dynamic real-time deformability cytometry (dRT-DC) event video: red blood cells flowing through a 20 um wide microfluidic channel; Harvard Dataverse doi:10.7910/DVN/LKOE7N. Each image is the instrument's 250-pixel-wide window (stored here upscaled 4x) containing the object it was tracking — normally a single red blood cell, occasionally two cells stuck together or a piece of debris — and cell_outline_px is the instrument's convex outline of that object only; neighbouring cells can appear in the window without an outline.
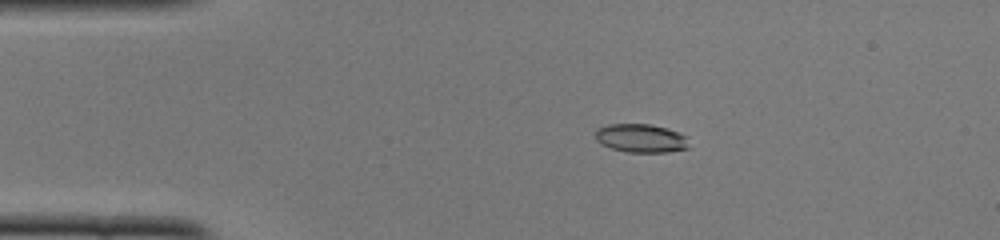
{"species": "common noctule bat (a hibernating species)", "species_latin": "Nyctalus noctula", "temperature_condition": "cold", "stored_images_in_passage": 50, "camera_frame_rate_fps": 3000, "um_per_image_px": 0.085, "animal": {"sex": "female", "body_mass_g": 22.0, "forearm_length_mm": 56.7}, "frame": {"image": 1, "passage_image": 10, "time_ms": 3.0, "image_size_px": [1000, 240], "cell_outline_px": [[688, 148], [668, 152], [628, 152], [612, 148], [600, 144], [596, 140], [596, 128], [608, 124], [648, 124], [668, 128], [688, 136]], "centroid_in_image_um": [54.48, 11.74], "position_along_channel_um": 30.5, "area_um2": 15.66}}
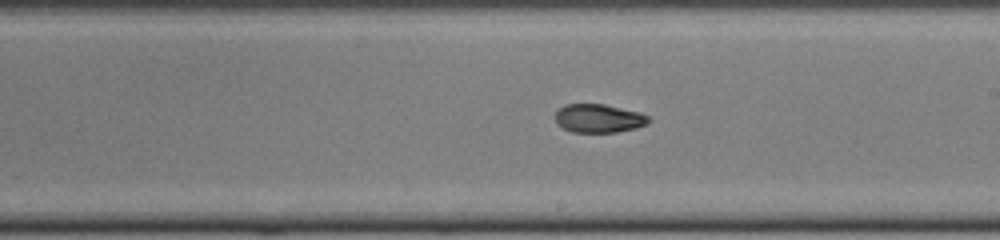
{"frame": {"image": 2, "passage_image": 29, "time_ms": 9.333, "image_size_px": [1000, 240], "cell_outline_px": [[652, 120], [648, 124], [636, 128], [616, 132], [572, 132], [556, 124], [556, 112], [564, 104], [604, 104], [640, 112], [648, 116]], "centroid_in_image_um": [50.92, 10.06], "position_along_channel_um": 238.1, "area_um2": 15.61}}
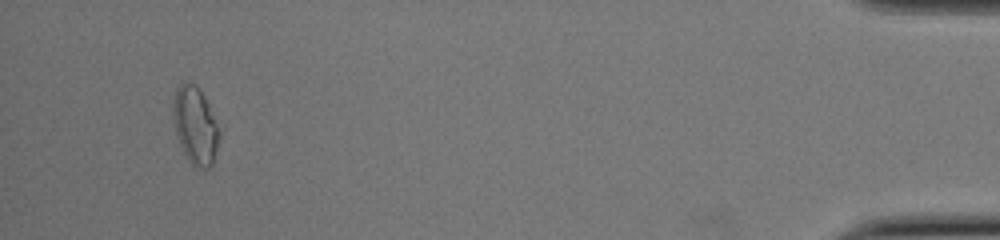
{"frame": {"image": 3, "passage_image": 48, "time_ms": 15.667, "image_size_px": [1000, 240], "cell_outline_px": [[220, 136], [212, 164], [208, 168], [196, 168], [188, 160], [176, 136], [172, 116], [172, 108], [176, 88], [184, 80], [196, 84], [204, 96], [208, 104], [216, 124]], "centroid_in_image_um": [16.56, 10.64], "position_along_channel_um": 418.6, "area_um2": 20.75}, "authors_computed_cell_mechanics": {"area_um2": 16.2418, "velocity_mm_per_s": 4.0144, "shape_relaxation_time_tau1_ms": null, "shape_relaxation_time_tau2_ms": 5.5391, "deformation_change_tau1": null, "deformation_change_tau2": 0.0754}}